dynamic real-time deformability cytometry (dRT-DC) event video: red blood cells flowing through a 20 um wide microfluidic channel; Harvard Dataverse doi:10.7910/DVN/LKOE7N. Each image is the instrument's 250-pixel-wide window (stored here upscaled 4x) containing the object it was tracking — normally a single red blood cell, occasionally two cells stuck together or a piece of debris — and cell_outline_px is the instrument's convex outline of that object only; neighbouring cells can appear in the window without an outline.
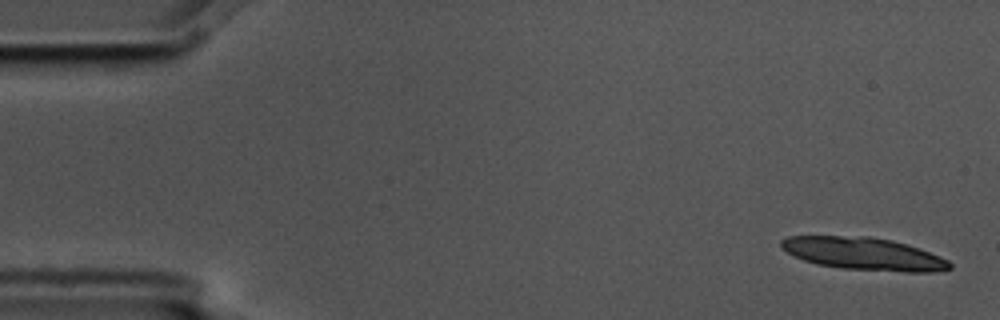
{"species": "common noctule bat (a hibernating species)", "species_latin": "Nyctalus noctula", "temperature_condition": "cold", "stored_images_in_passage": 6, "camera_frame_rate_fps": 3000, "um_per_image_px": 0.085, "animal": {"sex": "male", "body_mass_g": 17.5, "forearm_length_mm": 52.3}, "frame": {"image": 1, "passage_image": 1, "time_ms": 0.0, "image_size_px": [1000, 320], "cell_outline_px": [[952, 268], [936, 272], [904, 272], [840, 268], [816, 264], [804, 260], [780, 248], [780, 240], [788, 236], [868, 236], [892, 240], [920, 248], [940, 256], [948, 260], [952, 264]], "centroid_in_image_um": [73.43, 21.57], "position_along_channel_um": 11.6, "area_um2": 32.14}}